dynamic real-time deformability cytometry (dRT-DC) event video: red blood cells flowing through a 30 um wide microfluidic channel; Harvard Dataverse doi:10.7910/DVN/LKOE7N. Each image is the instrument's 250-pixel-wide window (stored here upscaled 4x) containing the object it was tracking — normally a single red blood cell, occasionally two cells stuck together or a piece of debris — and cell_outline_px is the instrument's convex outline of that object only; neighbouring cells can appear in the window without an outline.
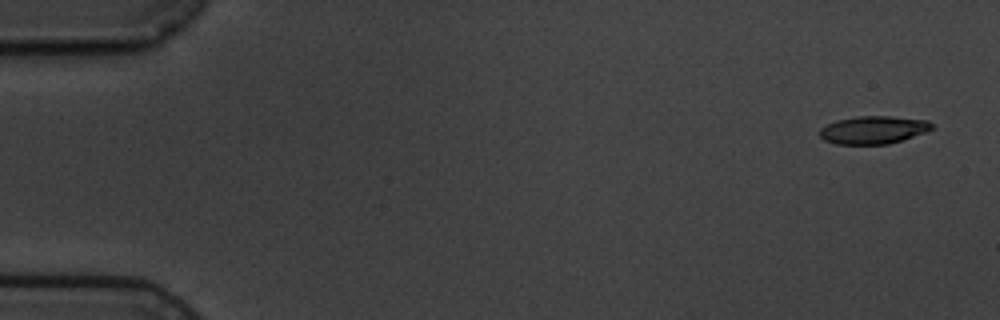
{"species": "common noctule bat (a hibernating species)", "species_latin": "Nyctalus noctula", "temperature_condition": "cold", "stored_images_in_passage": 5, "camera_frame_rate_fps": 3000, "um_per_image_px": 0.085, "animal": {"sex": "male", "body_mass_g": 19.5, "forearm_length_mm": 54.6}, "frame": {"image": 1, "passage_image": 1, "time_ms": 0.0, "image_size_px": [1000, 320], "cell_outline_px": [[936, 128], [928, 132], [888, 144], [836, 144], [824, 140], [820, 136], [820, 128], [836, 120], [856, 116], [892, 116], [928, 120]], "centroid_in_image_um": [74.28, 11.03], "position_along_channel_um": 10.7, "area_um2": 18.38}}
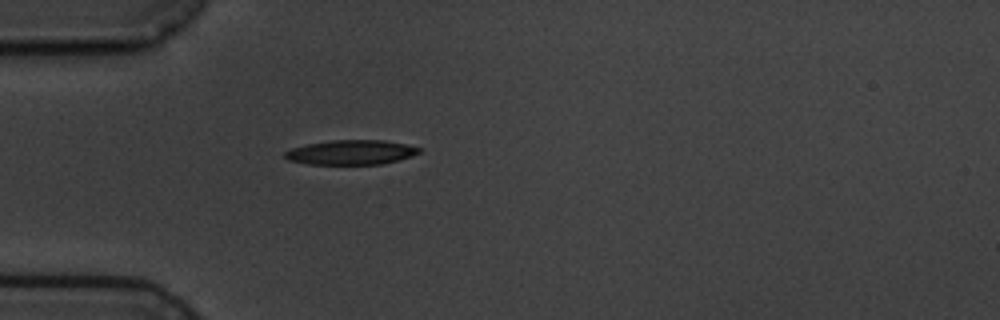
{"frame": {"image": 2, "passage_image": 5, "time_ms": 4.667, "image_size_px": [1000, 320], "cell_outline_px": [[420, 152], [412, 156], [380, 164], [308, 164], [288, 160], [284, 156], [284, 152], [292, 148], [308, 144], [332, 140], [384, 140], [404, 144], [420, 148]], "centroid_in_image_um": [29.81, 12.95], "position_along_channel_um": 55.2, "area_um2": 19.02}}